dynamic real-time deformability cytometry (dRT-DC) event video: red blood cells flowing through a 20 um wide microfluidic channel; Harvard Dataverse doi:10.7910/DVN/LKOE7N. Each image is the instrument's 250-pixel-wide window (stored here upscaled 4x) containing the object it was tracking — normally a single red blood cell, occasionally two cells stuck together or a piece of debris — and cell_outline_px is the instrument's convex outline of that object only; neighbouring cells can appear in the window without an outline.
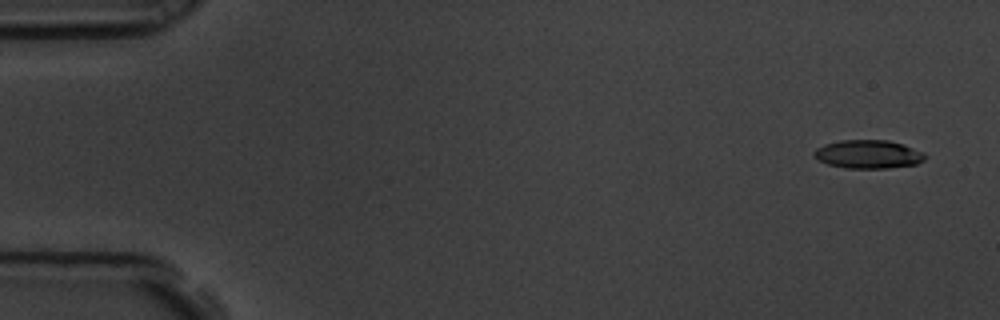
{"species": "common noctule bat (a hibernating species)", "species_latin": "Nyctalus noctula", "temperature_condition": "room temperature", "stored_images_in_passage": 9, "camera_frame_rate_fps": 3000, "um_per_image_px": 0.085, "animal": {"sex": "male", "body_mass_g": 19.5, "forearm_length_mm": 54.6}, "frame": {"image": 1, "passage_image": 1, "time_ms": 0.0, "image_size_px": [1000, 320], "cell_outline_px": [[928, 156], [924, 160], [916, 164], [888, 168], [844, 168], [828, 164], [812, 156], [812, 152], [816, 148], [824, 144], [840, 140], [888, 140], [924, 152]], "centroid_in_image_um": [73.78, 13.11], "position_along_channel_um": 11.2, "area_um2": 18.44}}
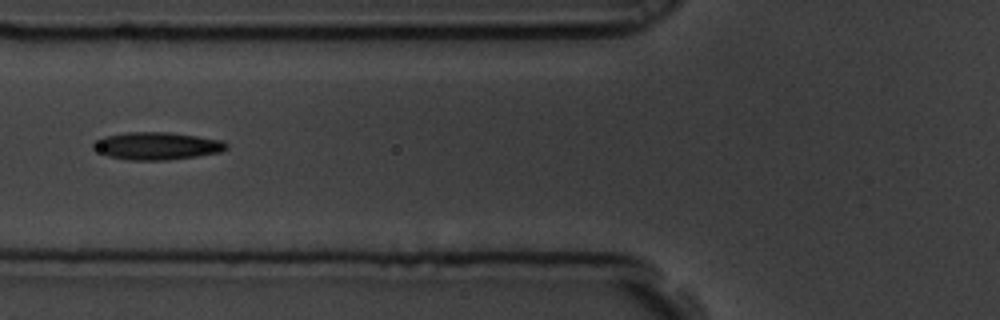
{"frame": {"image": 2, "passage_image": 7, "time_ms": 2.0, "image_size_px": [1000, 320], "cell_outline_px": [[228, 148], [220, 152], [196, 156], [168, 160], [128, 160], [108, 156], [92, 148], [92, 144], [96, 140], [104, 136], [128, 132], [168, 132], [224, 140], [228, 144]], "centroid_in_image_um": [13.34, 12.4], "position_along_channel_um": 112.5, "area_um2": 21.39}}
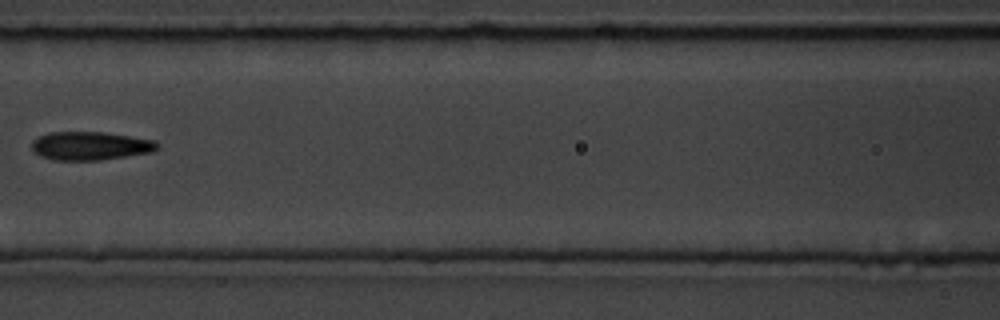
{"frame": {"image": 3, "passage_image": 8, "time_ms": 2.333, "image_size_px": [1000, 320], "cell_outline_px": [[160, 144], [152, 152], [100, 160], [52, 160], [36, 152], [32, 148], [32, 140], [48, 132], [104, 132], [156, 140]], "centroid_in_image_um": [7.7, 12.39], "position_along_channel_um": 158.9, "area_um2": 20.69}}